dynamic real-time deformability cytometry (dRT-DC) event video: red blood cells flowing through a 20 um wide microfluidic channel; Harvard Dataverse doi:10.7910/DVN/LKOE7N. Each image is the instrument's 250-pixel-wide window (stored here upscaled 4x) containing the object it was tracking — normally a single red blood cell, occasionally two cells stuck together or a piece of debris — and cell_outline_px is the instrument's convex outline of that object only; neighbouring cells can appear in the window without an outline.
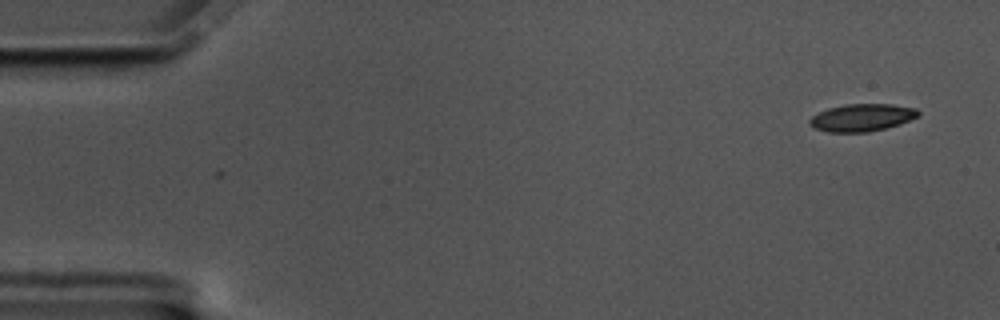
{"species": "common noctule bat (a hibernating species)", "species_latin": "Nyctalus noctula", "temperature_condition": "cold", "stored_images_in_passage": 58, "camera_frame_rate_fps": 3000, "um_per_image_px": 0.085, "animal": {"sex": "male", "body_mass_g": 17.5, "forearm_length_mm": 52.3}, "frame": {"image": 1, "passage_image": 1, "time_ms": 0.0, "image_size_px": [1000, 320], "cell_outline_px": [[920, 116], [900, 124], [868, 132], [828, 132], [812, 128], [808, 124], [808, 120], [812, 116], [828, 108], [844, 104], [892, 104], [916, 108], [920, 112]], "centroid_in_image_um": [73.25, 9.99], "position_along_channel_um": 11.7, "area_um2": 17.51}}
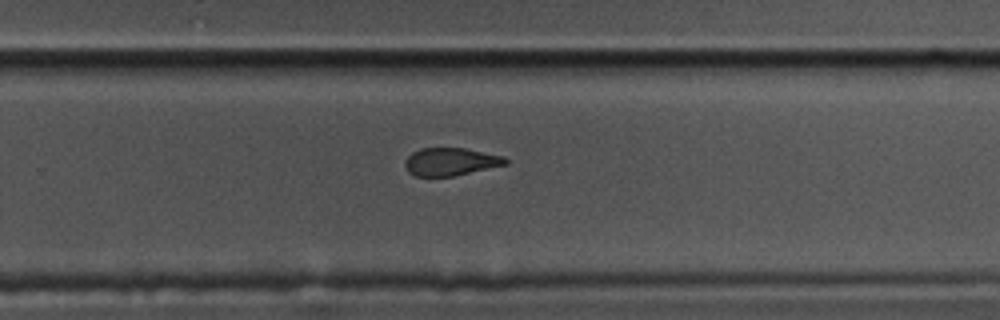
{"frame": {"image": 2, "passage_image": 37, "time_ms": 12.0, "image_size_px": [1000, 320], "cell_outline_px": [[508, 164], [456, 176], [416, 176], [408, 172], [404, 164], [404, 160], [412, 152], [420, 148], [464, 148], [504, 156], [508, 160]], "centroid_in_image_um": [38.3, 13.75], "position_along_channel_um": 291.5, "area_um2": 16.42}}
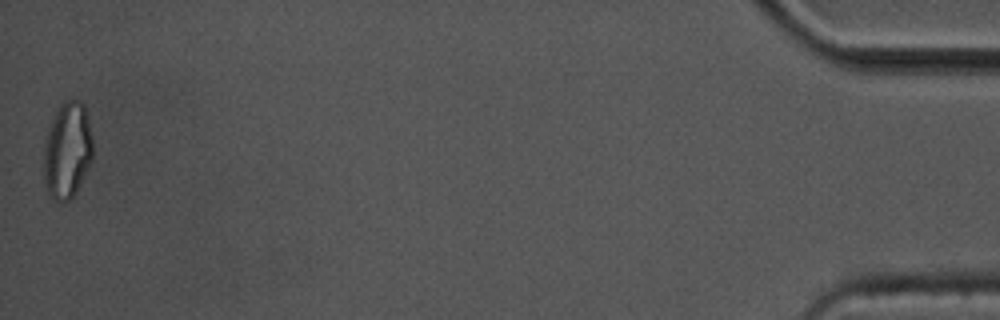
{"frame": {"image": 3, "passage_image": 58, "time_ms": 19.0, "image_size_px": [1000, 320], "cell_outline_px": [[92, 160], [76, 192], [68, 200], [60, 204], [48, 192], [44, 180], [44, 140], [48, 128], [60, 104], [64, 100], [80, 100], [84, 104], [92, 136]], "centroid_in_image_um": [5.72, 12.77], "position_along_channel_um": 429.5, "area_um2": 27.57}, "authors_computed_cell_mechanics": {"area_um2": 18.1781, "velocity_mm_per_s": 3.3264, "shape_relaxation_time_tau1_ms": null, "shape_relaxation_time_tau2_ms": 2.0303, "deformation_change_tau1": null, "deformation_change_tau2": 0.0876}}